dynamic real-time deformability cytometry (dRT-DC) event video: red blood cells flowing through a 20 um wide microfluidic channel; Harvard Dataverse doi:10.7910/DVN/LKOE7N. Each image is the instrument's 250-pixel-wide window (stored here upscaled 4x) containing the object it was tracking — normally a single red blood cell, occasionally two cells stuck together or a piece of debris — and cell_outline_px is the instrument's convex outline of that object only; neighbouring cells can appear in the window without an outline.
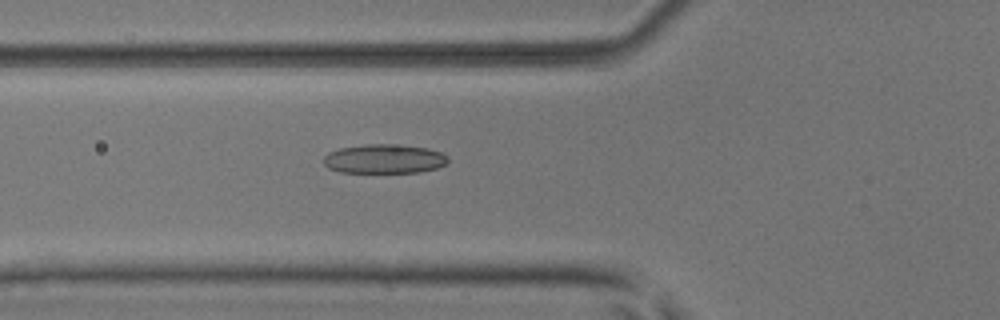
{"species": "common noctule bat (a hibernating species)", "species_latin": "Nyctalus noctula", "temperature_condition": "room temperature", "stored_images_in_passage": 43, "camera_frame_rate_fps": 3000, "um_per_image_px": 0.085, "animal": {"sex": "male", "body_mass_g": 17.9, "forearm_length_mm": 54.2}, "frame": {"image": 1, "passage_image": 20, "time_ms": 6.333, "image_size_px": [1000, 320], "cell_outline_px": [[448, 164], [436, 168], [420, 172], [340, 172], [328, 168], [324, 164], [324, 156], [328, 152], [340, 148], [368, 144], [388, 144], [428, 148], [440, 152], [448, 156]], "centroid_in_image_um": [32.67, 13.51], "position_along_channel_um": 93.1, "area_um2": 21.1}}
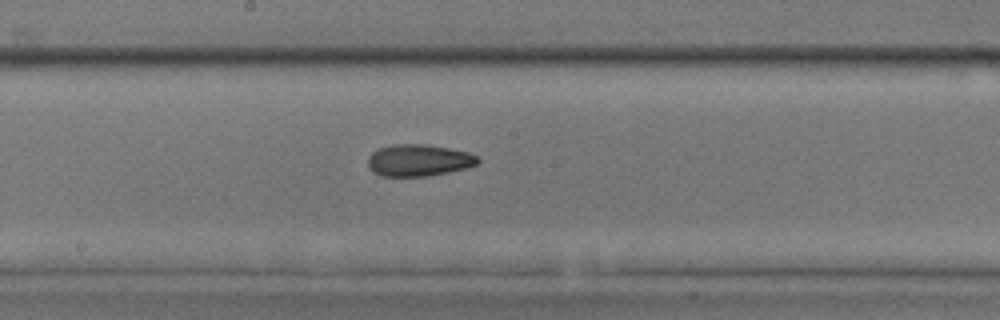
{"frame": {"image": 2, "passage_image": 29, "time_ms": 9.333, "image_size_px": [1000, 320], "cell_outline_px": [[480, 160], [476, 164], [468, 168], [428, 176], [380, 176], [372, 172], [368, 168], [368, 156], [372, 152], [380, 148], [392, 144], [428, 144], [468, 152], [476, 156]], "centroid_in_image_um": [35.56, 13.63], "position_along_channel_um": 212.6, "area_um2": 20.52}}
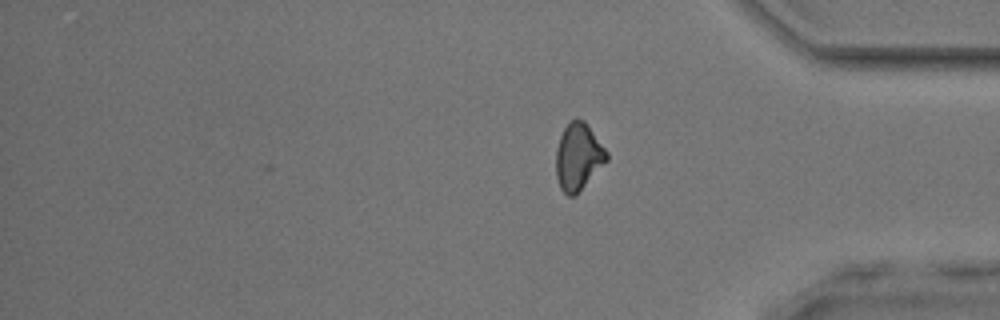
{"frame": {"image": 3, "passage_image": 43, "time_ms": 14.0, "image_size_px": [1000, 320], "cell_outline_px": [[608, 160], [576, 196], [568, 196], [560, 188], [556, 176], [556, 148], [560, 136], [564, 128], [572, 120], [584, 120], [608, 152]], "centroid_in_image_um": [49.15, 13.36], "position_along_channel_um": 386.0, "area_um2": 19.77}, "authors_computed_cell_mechanics": {"area_um2": 20.9236, "velocity_mm_per_s": 3.9873, "shape_relaxation_time_tau1_ms": 6.1778, "shape_relaxation_time_tau2_ms": 4.1013, "deformation_change_tau1": 0.1549, "deformation_change_tau2": 0.1077}}